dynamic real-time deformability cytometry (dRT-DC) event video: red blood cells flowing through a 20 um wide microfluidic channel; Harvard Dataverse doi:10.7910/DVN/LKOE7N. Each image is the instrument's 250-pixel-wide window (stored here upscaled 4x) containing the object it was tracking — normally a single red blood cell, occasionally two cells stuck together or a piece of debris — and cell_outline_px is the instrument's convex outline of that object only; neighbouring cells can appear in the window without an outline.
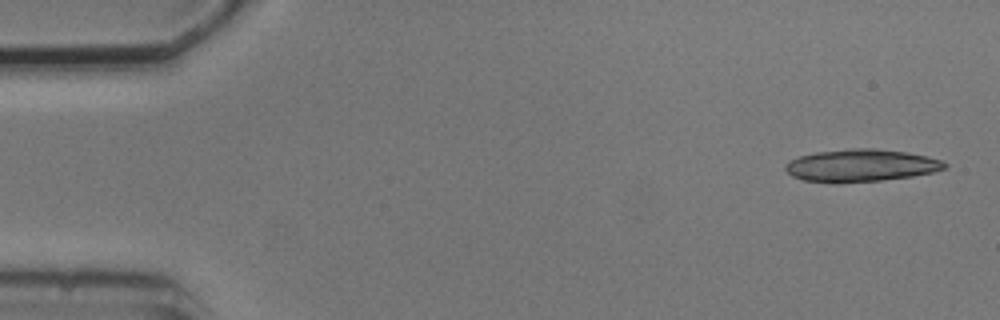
{"species": "common noctule bat (a hibernating species)", "species_latin": "Nyctalus noctula", "temperature_condition": "cold", "stored_images_in_passage": 10, "camera_frame_rate_fps": 3000, "um_per_image_px": 0.085, "animal": {"sex": "male", "body_mass_g": 20.5, "forearm_length_mm": 52.5}, "frame": {"image": 1, "passage_image": 1, "time_ms": 0.0, "image_size_px": [1000, 320], "cell_outline_px": [[948, 168], [932, 172], [912, 176], [880, 180], [836, 184], [804, 180], [792, 176], [784, 168], [784, 164], [800, 156], [816, 152], [848, 148], [876, 148], [908, 152], [928, 156], [940, 160], [948, 164]], "centroid_in_image_um": [73.18, 14.06], "position_along_channel_um": 11.8, "area_um2": 30.35}}
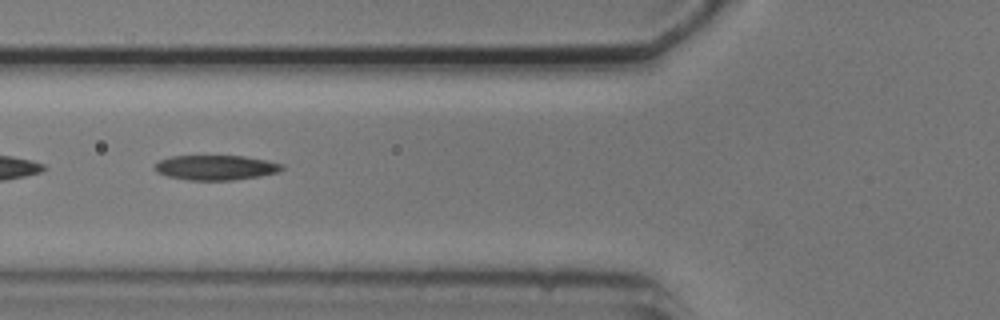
{"frame": {"image": 2, "passage_image": 6, "time_ms": 6.0, "image_size_px": [1000, 320], "cell_outline_px": [[284, 168], [280, 172], [260, 176], [232, 180], [188, 180], [168, 176], [156, 172], [152, 168], [160, 160], [172, 156], [244, 156], [268, 160], [284, 164]], "centroid_in_image_um": [18.37, 14.24], "position_along_channel_um": 107.4, "area_um2": 18.55}}
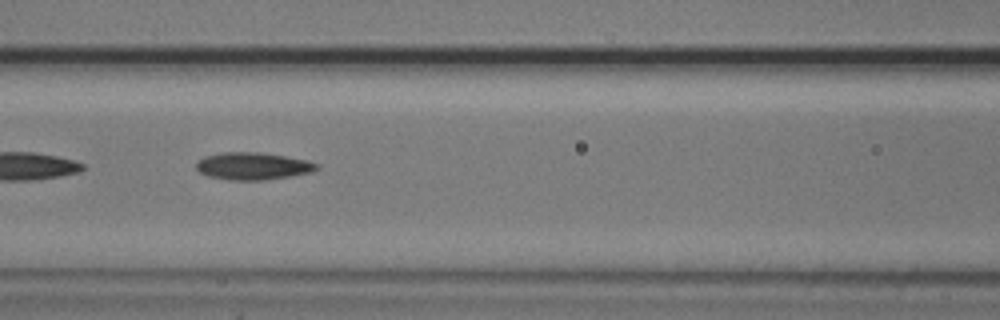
{"frame": {"image": 3, "passage_image": 7, "time_ms": 7.0, "image_size_px": [1000, 320], "cell_outline_px": [[320, 168], [312, 172], [264, 180], [228, 180], [208, 176], [200, 172], [196, 168], [196, 164], [204, 156], [224, 152], [260, 152], [308, 160], [320, 164]], "centroid_in_image_um": [21.52, 14.11], "position_along_channel_um": 145.1, "area_um2": 19.19}}